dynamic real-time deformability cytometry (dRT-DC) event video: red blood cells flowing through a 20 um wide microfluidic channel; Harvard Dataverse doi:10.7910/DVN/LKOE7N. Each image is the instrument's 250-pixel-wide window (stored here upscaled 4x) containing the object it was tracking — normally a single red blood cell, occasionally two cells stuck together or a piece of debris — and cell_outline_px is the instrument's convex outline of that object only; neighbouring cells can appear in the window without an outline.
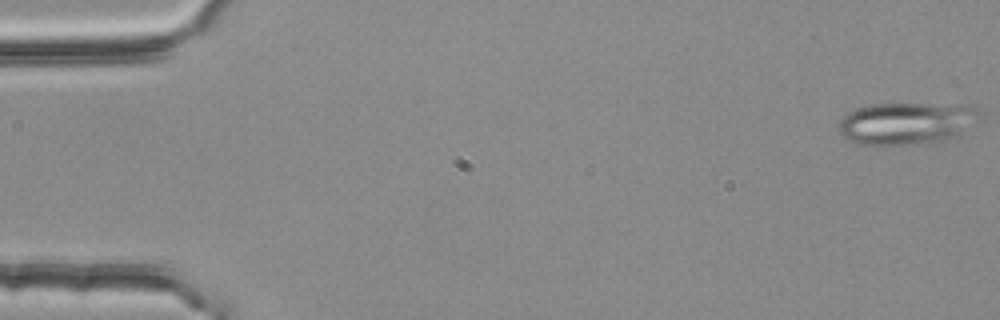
{"species": "common noctule bat (a hibernating species)", "species_latin": "Nyctalus noctula", "temperature_condition": "room temperature", "stored_images_in_passage": 54, "segment_of_instrument_passage": [1, 2], "camera_frame_rate_fps": 3000, "um_per_image_px": 0.085, "animal": {"sex": "female", "body_mass_g": 25.1}, "frame": {"image": 1, "passage_image": 1, "time_ms": 0.0, "image_size_px": [1000, 320], "cell_outline_px": [[976, 124], [956, 136], [948, 140], [916, 144], [864, 144], [840, 136], [840, 120], [848, 112], [860, 108], [876, 104], [976, 104]], "centroid_in_image_um": [77.12, 10.47], "position_along_channel_um": 7.9, "area_um2": 34.33}}